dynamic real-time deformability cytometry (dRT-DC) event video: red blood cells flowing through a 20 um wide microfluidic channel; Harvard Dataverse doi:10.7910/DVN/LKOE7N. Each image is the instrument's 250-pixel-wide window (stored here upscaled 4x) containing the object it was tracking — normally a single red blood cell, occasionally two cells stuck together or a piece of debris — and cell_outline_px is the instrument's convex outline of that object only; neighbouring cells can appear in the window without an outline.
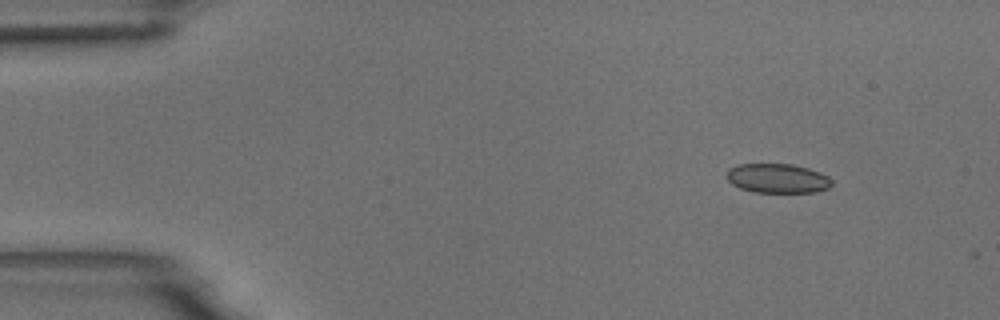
{"species": "common noctule bat (a hibernating species)", "species_latin": "Nyctalus noctula", "temperature_condition": "room temperature", "stored_images_in_passage": 2, "camera_frame_rate_fps": 3000, "um_per_image_px": 0.085, "animal": {"sex": "male", "body_mass_g": 18.8}, "frame": {"image": 1, "passage_image": 1, "time_ms": 0.0, "image_size_px": [1000, 320], "cell_outline_px": [[832, 184], [828, 188], [816, 192], [752, 192], [740, 188], [732, 184], [724, 176], [728, 168], [736, 164], [792, 164], [808, 168], [820, 172], [828, 176], [832, 180]], "centroid_in_image_um": [66.05, 15.15], "position_along_channel_um": 18.9, "area_um2": 18.21}}